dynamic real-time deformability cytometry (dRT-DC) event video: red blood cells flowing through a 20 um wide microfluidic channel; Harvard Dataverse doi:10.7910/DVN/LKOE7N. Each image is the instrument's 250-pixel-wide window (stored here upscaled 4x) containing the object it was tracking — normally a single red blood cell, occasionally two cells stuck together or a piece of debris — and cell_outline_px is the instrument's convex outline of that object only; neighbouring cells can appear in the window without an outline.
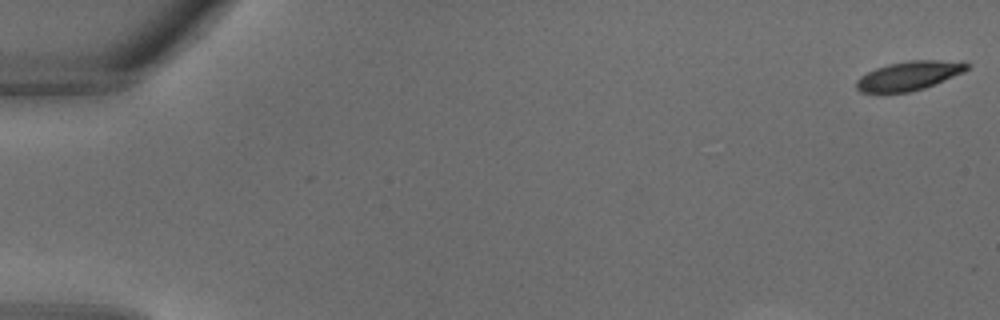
{"species": "common noctule bat (a hibernating species)", "species_latin": "Nyctalus noctula", "temperature_condition": "warm", "stored_images_in_passage": 5, "camera_frame_rate_fps": 3000, "um_per_image_px": 0.085, "animal": {"sex": "male", "body_mass_g": 18.8}, "frame": {"image": 1, "passage_image": 1, "time_ms": 0.0, "image_size_px": [1000, 320], "cell_outline_px": [[972, 64], [964, 72], [924, 88], [908, 92], [880, 96], [860, 92], [856, 88], [856, 80], [860, 76], [876, 68], [888, 64], [912, 60], [964, 60]], "centroid_in_image_um": [77.24, 6.47], "position_along_channel_um": 7.8, "area_um2": 19.48}}